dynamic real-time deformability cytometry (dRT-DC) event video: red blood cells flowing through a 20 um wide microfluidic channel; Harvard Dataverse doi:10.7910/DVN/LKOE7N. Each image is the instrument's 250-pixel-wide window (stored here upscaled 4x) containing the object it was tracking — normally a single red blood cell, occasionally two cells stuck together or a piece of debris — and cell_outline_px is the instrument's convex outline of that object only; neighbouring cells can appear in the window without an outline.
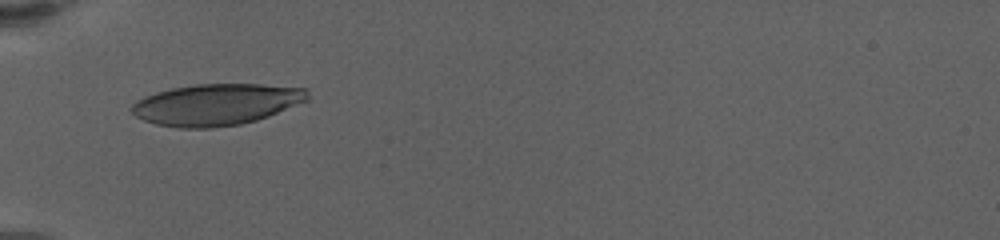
{"species": "human", "species_latin": "Homo sapiens", "temperature_condition": "warm", "stored_images_in_passage": 59, "camera_frame_rate_fps": 3000, "um_per_image_px": 0.085, "donor": {"sex": "female"}, "frame": {"image": 1, "passage_image": 1, "time_ms": 0.0, "image_size_px": [1000, 240], "cell_outline_px": [[308, 100], [268, 116], [256, 120], [240, 124], [212, 128], [176, 128], [156, 124], [144, 120], [136, 116], [132, 112], [132, 104], [136, 100], [144, 96], [156, 92], [172, 88], [196, 84], [260, 84], [304, 88], [308, 92]], "centroid_in_image_um": [18.36, 8.88], "position_along_channel_um": 66.6, "area_um2": 42.37}}
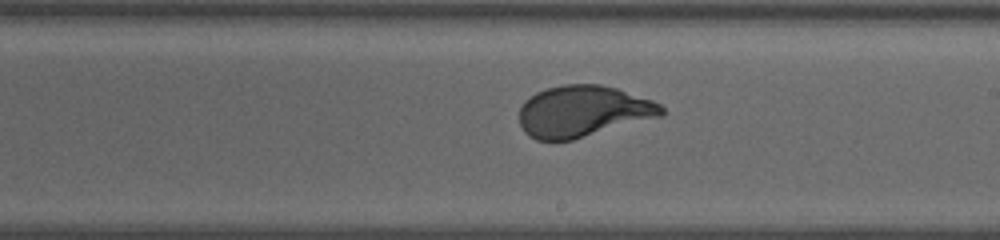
{"frame": {"image": 2, "passage_image": 31, "time_ms": 5.333, "image_size_px": [1000, 240], "cell_outline_px": [[664, 116], [572, 140], [536, 140], [528, 136], [524, 132], [520, 124], [520, 108], [524, 100], [536, 92], [548, 88], [564, 84], [600, 84], [616, 88], [652, 100], [660, 104], [664, 108]], "centroid_in_image_um": [49.56, 9.47], "position_along_channel_um": 239.4, "area_um2": 42.77}}
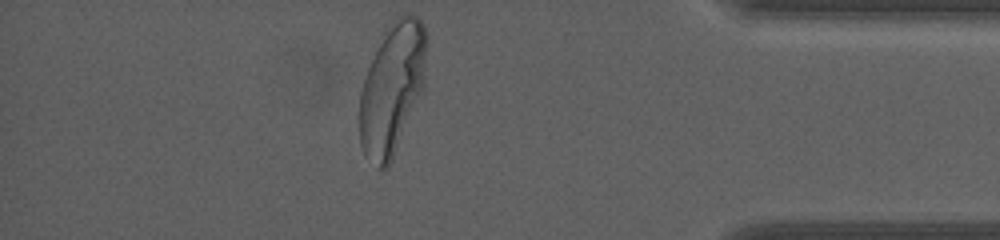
{"frame": {"image": 3, "passage_image": 59, "time_ms": 11.0, "image_size_px": [1000, 240], "cell_outline_px": [[428, 40], [424, 88], [392, 160], [384, 168], [376, 168], [364, 156], [360, 144], [360, 92], [368, 68], [380, 44], [388, 32], [400, 16], [408, 12], [416, 16], [424, 24], [428, 36]], "centroid_in_image_um": [33.37, 7.57], "position_along_channel_um": 401.8, "area_um2": 50.69}, "authors_computed_cell_mechanics": {"area_um2": 42.3096, "velocity_mm_per_s": 3.3446, "shape_relaxation_time_tau1_ms": 3.6303, "shape_relaxation_time_tau2_ms": null, "deformation_change_tau1": 0.1886, "deformation_change_tau2": null}}